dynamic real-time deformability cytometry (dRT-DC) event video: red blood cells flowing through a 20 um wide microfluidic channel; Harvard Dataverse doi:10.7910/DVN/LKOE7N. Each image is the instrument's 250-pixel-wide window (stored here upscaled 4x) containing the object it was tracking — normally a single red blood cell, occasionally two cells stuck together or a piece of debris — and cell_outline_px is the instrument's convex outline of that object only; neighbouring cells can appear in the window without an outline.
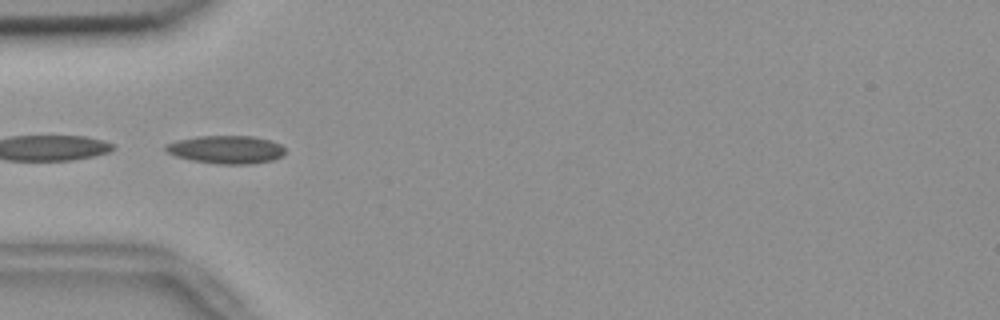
{"species": "common noctule bat (a hibernating species)", "species_latin": "Nyctalus noctula", "temperature_condition": "room temperature", "stored_images_in_passage": 39, "camera_frame_rate_fps": 3000, "um_per_image_px": 0.085, "animal": {"sex": "female", "body_mass_g": 18.4}, "frame": {"image": 1, "passage_image": 1, "time_ms": 0.0, "image_size_px": [1000, 320], "cell_outline_px": [[284, 152], [280, 156], [272, 160], [252, 164], [216, 164], [192, 160], [176, 156], [168, 152], [164, 148], [164, 144], [176, 140], [196, 136], [252, 136], [268, 140], [280, 144], [284, 148]], "centroid_in_image_um": [19.18, 12.71], "position_along_channel_um": 65.8, "area_um2": 19.48}}
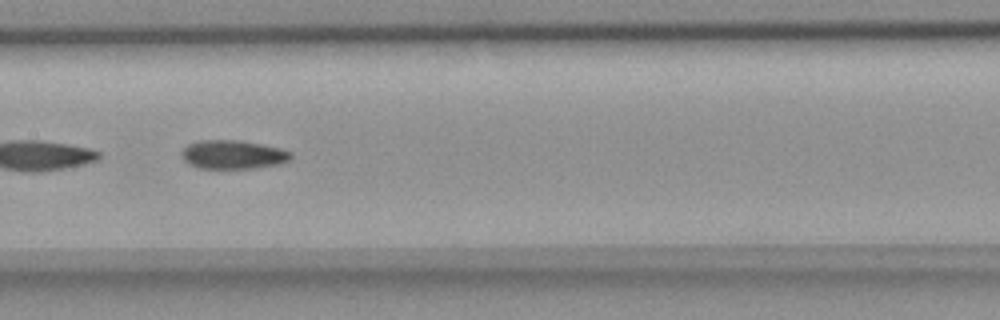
{"frame": {"image": 2, "passage_image": 11, "time_ms": 3.333, "image_size_px": [1000, 320], "cell_outline_px": [[292, 156], [288, 160], [280, 164], [252, 168], [200, 168], [188, 164], [180, 156], [180, 152], [188, 144], [200, 140], [240, 140], [280, 148], [292, 152]], "centroid_in_image_um": [19.77, 13.13], "position_along_channel_um": 187.6, "area_um2": 18.32}}
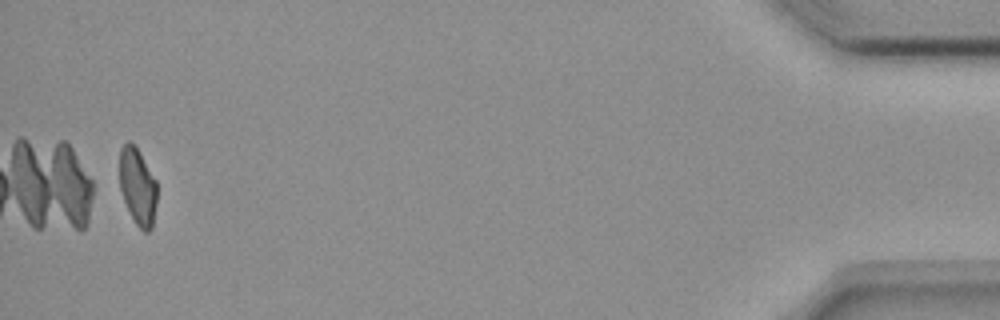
{"frame": {"image": 3, "passage_image": 37, "time_ms": 12.0, "image_size_px": [1000, 320], "cell_outline_px": [[156, 204], [152, 228], [148, 232], [144, 232], [136, 224], [124, 200], [120, 188], [120, 148], [128, 140], [140, 152], [156, 180]], "centroid_in_image_um": [11.71, 15.85], "position_along_channel_um": 423.5, "area_um2": 16.59}, "authors_computed_cell_mechanics": {"area_um2": 18.207, "velocity_mm_per_s": 3.6811, "shape_relaxation_time_tau1_ms": null, "shape_relaxation_time_tau2_ms": 4.8736, "deformation_change_tau1": null, "deformation_change_tau2": 0.1231}}